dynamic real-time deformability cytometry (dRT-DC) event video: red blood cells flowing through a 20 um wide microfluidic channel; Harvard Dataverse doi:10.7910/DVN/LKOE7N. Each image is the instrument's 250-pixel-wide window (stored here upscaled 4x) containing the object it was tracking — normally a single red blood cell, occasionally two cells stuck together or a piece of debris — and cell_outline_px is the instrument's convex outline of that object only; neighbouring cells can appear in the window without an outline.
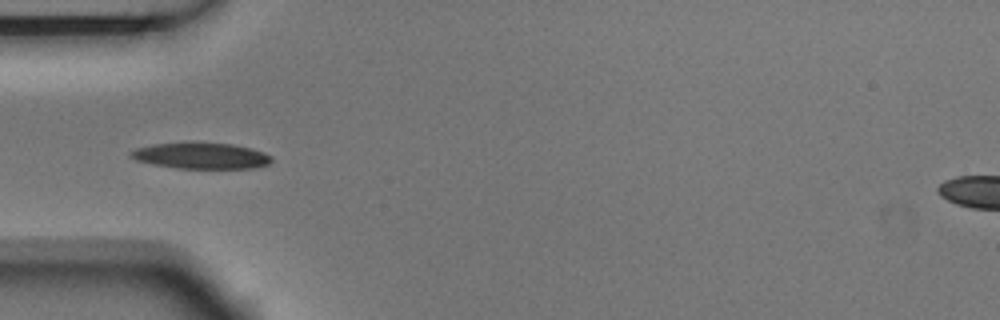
{"species": "Egyptian fruit bat (a non-hibernating species)", "species_latin": "Rousettus aegyptiacus", "temperature_condition": "room temperature", "stored_images_in_passage": 7, "camera_frame_rate_fps": 3000, "um_per_image_px": 0.085, "animal": {"sex": "male"}, "frame": {"image": 1, "passage_image": 5, "time_ms": 1.333, "image_size_px": [1000, 320], "cell_outline_px": [[272, 160], [268, 164], [252, 168], [176, 168], [136, 160], [128, 156], [128, 152], [136, 148], [152, 144], [184, 140], [192, 140], [232, 144], [252, 148], [264, 152], [272, 156]], "centroid_in_image_um": [17.05, 13.19], "position_along_channel_um": 67.9, "area_um2": 22.14}}
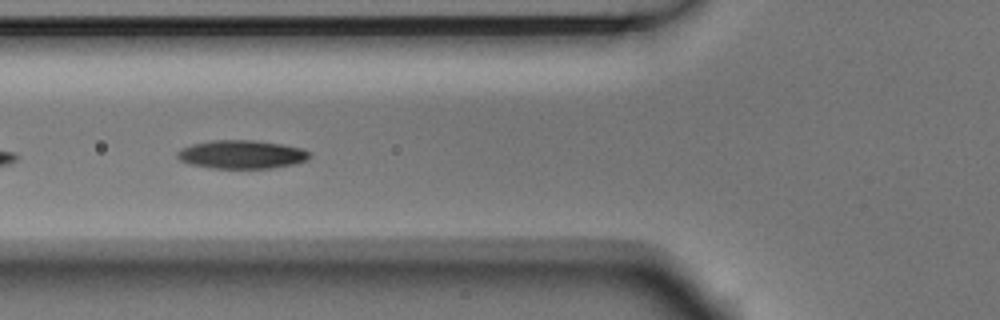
{"frame": {"image": 2, "passage_image": 6, "time_ms": 1.667, "image_size_px": [1000, 320], "cell_outline_px": [[312, 156], [308, 160], [292, 164], [272, 168], [208, 168], [188, 164], [180, 160], [176, 156], [176, 152], [180, 148], [192, 144], [208, 140], [252, 140], [280, 144], [300, 148], [308, 152]], "centroid_in_image_um": [20.47, 13.13], "position_along_channel_um": 105.3, "area_um2": 22.02}}
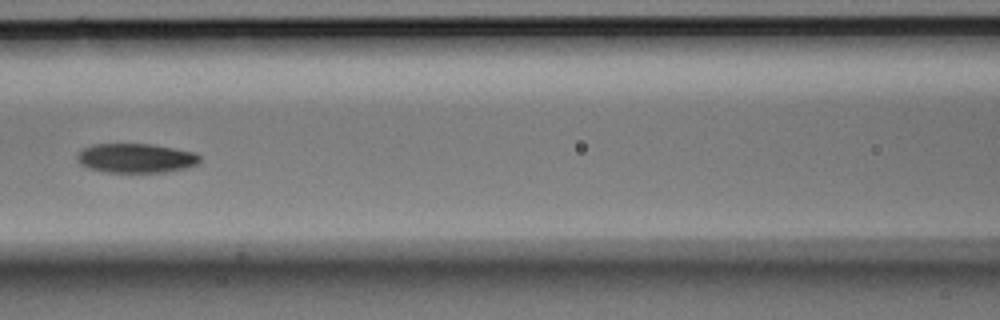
{"frame": {"image": 3, "passage_image": 7, "time_ms": 2.0, "image_size_px": [1000, 320], "cell_outline_px": [[200, 160], [196, 164], [188, 168], [164, 172], [108, 172], [88, 168], [80, 164], [76, 160], [76, 156], [80, 148], [92, 144], [152, 144], [196, 152], [200, 156]], "centroid_in_image_um": [11.52, 13.43], "position_along_channel_um": 155.1, "area_um2": 21.21}}